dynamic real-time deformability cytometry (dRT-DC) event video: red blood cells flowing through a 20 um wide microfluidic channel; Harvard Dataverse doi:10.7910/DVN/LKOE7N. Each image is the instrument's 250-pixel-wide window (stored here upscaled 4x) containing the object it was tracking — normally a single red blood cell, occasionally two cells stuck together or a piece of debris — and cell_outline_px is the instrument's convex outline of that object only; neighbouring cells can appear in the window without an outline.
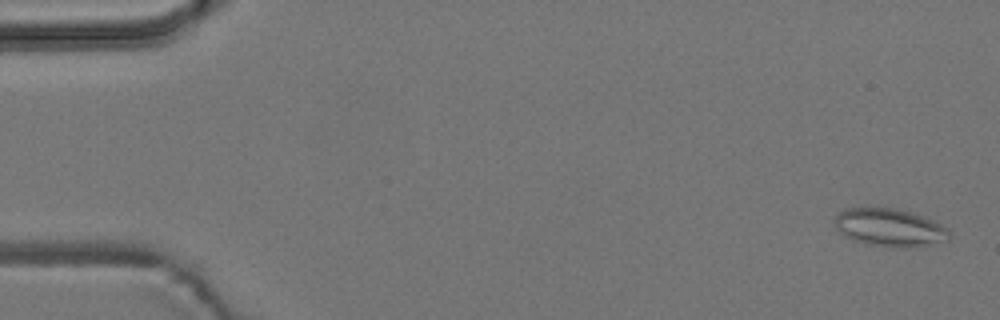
{"species": "common noctule bat (a hibernating species)", "species_latin": "Nyctalus noctula", "temperature_condition": "room temperature", "stored_images_in_passage": 5, "camera_frame_rate_fps": 3000, "um_per_image_px": 0.085, "animal": {"sex": "male", "body_mass_g": 19.2, "forearm_length_mm": 51.8}, "frame": {"image": 1, "passage_image": 1, "time_ms": 0.0, "image_size_px": [1000, 320], "cell_outline_px": [[952, 236], [948, 240], [928, 244], [904, 248], [868, 244], [852, 240], [840, 232], [836, 228], [832, 220], [844, 208], [896, 208], [912, 212], [924, 216], [948, 228]], "centroid_in_image_um": [75.62, 19.33], "position_along_channel_um": 9.4, "area_um2": 25.32}}
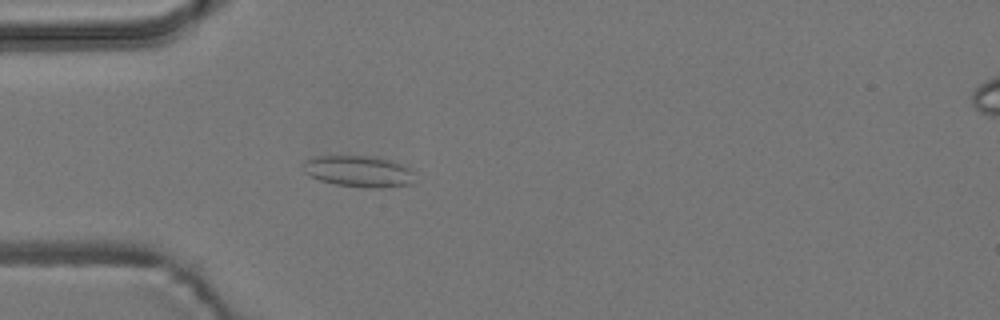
{"frame": {"image": 2, "passage_image": 5, "time_ms": 4.667, "image_size_px": [1000, 320], "cell_outline_px": [[416, 184], [380, 188], [372, 188], [336, 184], [320, 180], [304, 172], [300, 168], [300, 164], [312, 156], [376, 156], [400, 164], [408, 168], [412, 172]], "centroid_in_image_um": [30.47, 14.56], "position_along_channel_um": 54.5, "area_um2": 20.52}}